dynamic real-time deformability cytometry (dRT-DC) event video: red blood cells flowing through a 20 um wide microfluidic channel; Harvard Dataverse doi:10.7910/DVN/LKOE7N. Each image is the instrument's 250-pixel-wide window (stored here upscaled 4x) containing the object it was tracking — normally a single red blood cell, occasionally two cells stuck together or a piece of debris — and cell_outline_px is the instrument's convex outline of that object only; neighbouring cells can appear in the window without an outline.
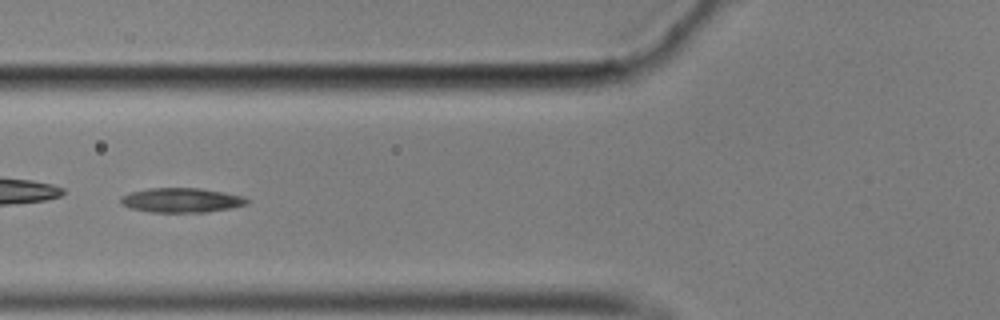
{"species": "common noctule bat (a hibernating species)", "species_latin": "Nyctalus noctula", "temperature_condition": "cold", "stored_images_in_passage": 55, "camera_frame_rate_fps": 3000, "um_per_image_px": 0.085, "animal": {"sex": "male", "body_mass_g": 17.9}, "frame": {"image": 1, "passage_image": 21, "time_ms": 6.667, "image_size_px": [1000, 320], "cell_outline_px": [[252, 200], [248, 204], [232, 208], [208, 212], [148, 212], [128, 208], [120, 204], [120, 196], [132, 192], [148, 188], [200, 188], [224, 192], [244, 196]], "centroid_in_image_um": [15.44, 17.02], "position_along_channel_um": 110.4, "area_um2": 18.38}}
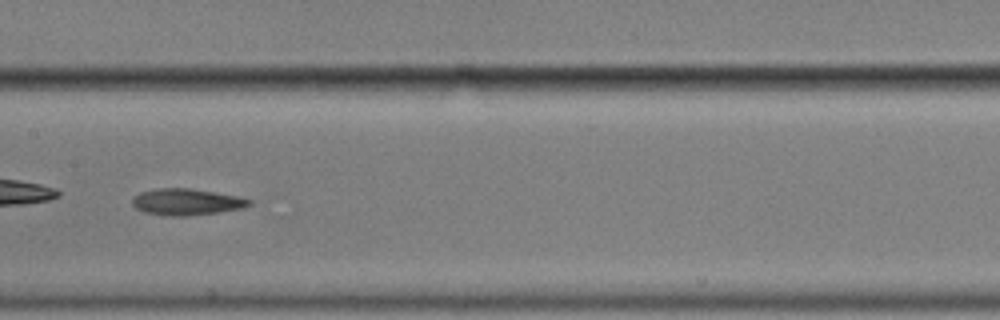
{"frame": {"image": 2, "passage_image": 28, "time_ms": 9.0, "image_size_px": [1000, 320], "cell_outline_px": [[252, 204], [240, 208], [216, 212], [188, 216], [172, 216], [144, 212], [136, 208], [132, 204], [132, 200], [140, 192], [156, 188], [192, 188], [240, 196], [252, 200]], "centroid_in_image_um": [15.87, 17.15], "position_along_channel_um": 191.5, "area_um2": 17.98}}
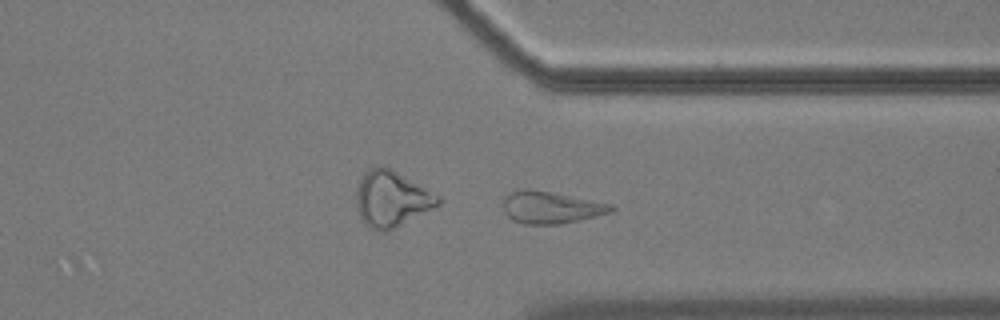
{"frame": {"image": 3, "passage_image": 43, "time_ms": 14.0, "image_size_px": [1000, 320], "cell_outline_px": [[616, 208], [612, 212], [596, 216], [560, 224], [524, 224], [512, 220], [504, 212], [504, 196], [512, 192], [524, 188], [528, 188], [552, 192], [612, 204]], "centroid_in_image_um": [46.82, 17.63], "position_along_channel_um": 364.6, "area_um2": 20.17}, "authors_computed_cell_mechanics": {"area_um2": 18.8428, "velocity_mm_per_s": 3.4644, "shape_relaxation_time_tau1_ms": null, "shape_relaxation_time_tau2_ms": 7.3681, "deformation_change_tau1": null, "deformation_change_tau2": 0.1622}}